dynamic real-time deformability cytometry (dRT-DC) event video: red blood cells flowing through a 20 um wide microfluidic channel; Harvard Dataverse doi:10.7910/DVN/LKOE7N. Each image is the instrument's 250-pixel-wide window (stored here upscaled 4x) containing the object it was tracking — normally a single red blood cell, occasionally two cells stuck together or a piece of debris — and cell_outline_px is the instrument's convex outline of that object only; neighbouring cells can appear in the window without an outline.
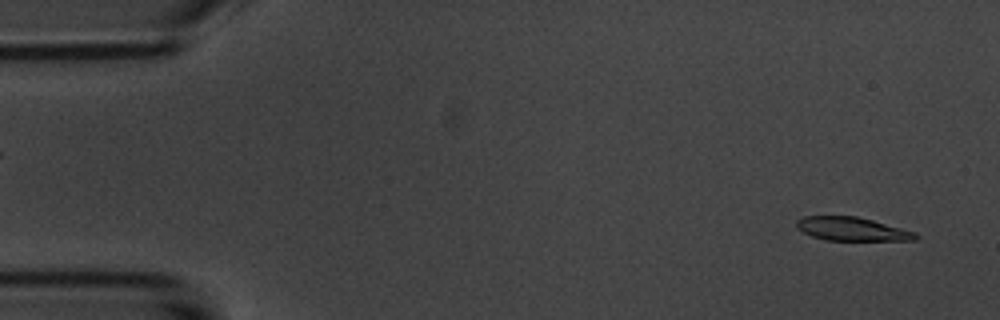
{"species": "common noctule bat (a hibernating species)", "species_latin": "Nyctalus noctula", "temperature_condition": "room temperature", "stored_images_in_passage": 3, "segment_of_instrument_passage": [2, 2], "camera_frame_rate_fps": 3000, "um_per_image_px": 0.085, "animal": {"sex": "male", "body_mass_g": 20.1, "forearm_length_mm": 53.5}, "frame": {"image": 1, "passage_image": 3, "time_ms": 2.0, "image_size_px": [1000, 320], "cell_outline_px": [[920, 236], [916, 240], [828, 240], [812, 236], [796, 228], [796, 220], [804, 216], [856, 216], [872, 220], [916, 232]], "centroid_in_image_um": [72.42, 19.46], "position_along_channel_um": 12.6, "area_um2": 16.24}}